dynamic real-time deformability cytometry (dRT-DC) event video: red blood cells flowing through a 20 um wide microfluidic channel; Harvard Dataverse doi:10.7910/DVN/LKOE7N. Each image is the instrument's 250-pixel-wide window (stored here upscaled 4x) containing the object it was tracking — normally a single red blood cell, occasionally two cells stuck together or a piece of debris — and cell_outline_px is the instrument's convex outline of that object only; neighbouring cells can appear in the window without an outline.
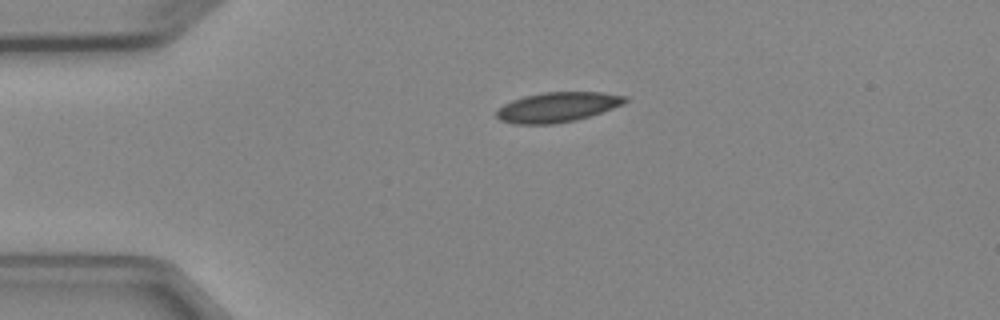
{"species": "Egyptian fruit bat (a non-hibernating species)", "species_latin": "Rousettus aegyptiacus", "temperature_condition": "cold", "stored_images_in_passage": 4, "camera_frame_rate_fps": 3000, "um_per_image_px": 0.085, "animal": {"sex": "female"}, "frame": {"image": 1, "passage_image": 4, "time_ms": 3.333, "image_size_px": [1000, 320], "cell_outline_px": [[628, 100], [624, 104], [576, 120], [552, 124], [512, 124], [500, 120], [496, 116], [496, 112], [504, 104], [512, 100], [524, 96], [544, 92], [604, 92], [628, 96]], "centroid_in_image_um": [47.39, 9.1], "position_along_channel_um": 37.6, "area_um2": 22.37}}